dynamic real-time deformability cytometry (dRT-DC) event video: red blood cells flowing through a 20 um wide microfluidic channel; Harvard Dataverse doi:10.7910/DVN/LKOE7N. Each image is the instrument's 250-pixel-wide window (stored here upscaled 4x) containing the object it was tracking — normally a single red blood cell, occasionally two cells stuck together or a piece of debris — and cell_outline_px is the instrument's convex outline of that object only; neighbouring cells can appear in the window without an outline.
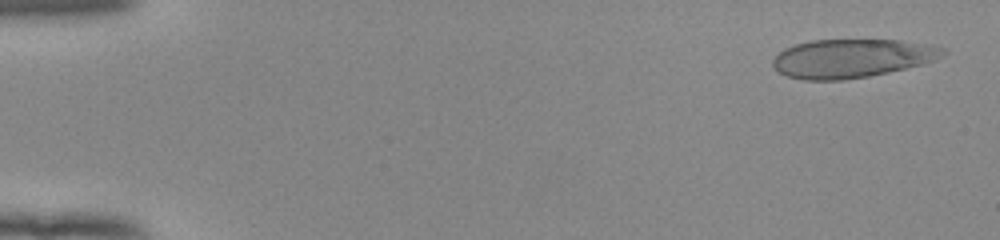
{"species": "human", "species_latin": "Homo sapiens", "temperature_condition": "room temperature", "stored_images_in_passage": 52, "camera_frame_rate_fps": 3000, "um_per_image_px": 0.085, "donor": {"sex": "female"}, "frame": {"image": 1, "passage_image": 2, "time_ms": 0.333, "image_size_px": [1000, 240], "cell_outline_px": [[948, 52], [932, 60], [920, 64], [888, 72], [868, 76], [844, 80], [804, 80], [788, 76], [780, 72], [772, 64], [772, 60], [784, 48], [796, 44], [812, 40], [900, 40], [928, 44], [944, 48]], "centroid_in_image_um": [72.38, 4.95], "position_along_channel_um": 12.6, "area_um2": 37.92}}
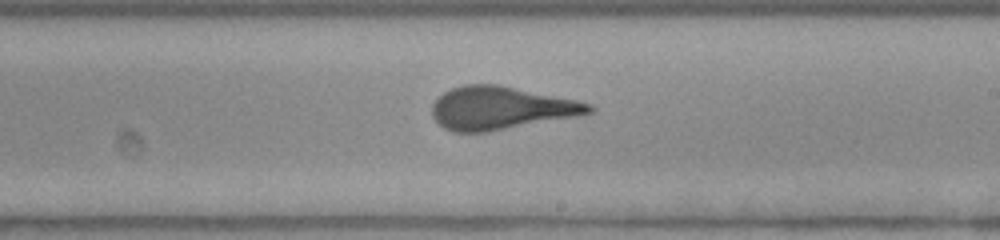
{"frame": {"image": 2, "passage_image": 31, "time_ms": 10.0, "image_size_px": [1000, 240], "cell_outline_px": [[596, 112], [580, 116], [488, 132], [452, 132], [444, 128], [432, 116], [432, 104], [444, 92], [452, 88], [464, 84], [496, 84], [576, 100], [592, 104], [596, 108]], "centroid_in_image_um": [42.61, 9.2], "position_along_channel_um": 246.4, "area_um2": 39.42}}
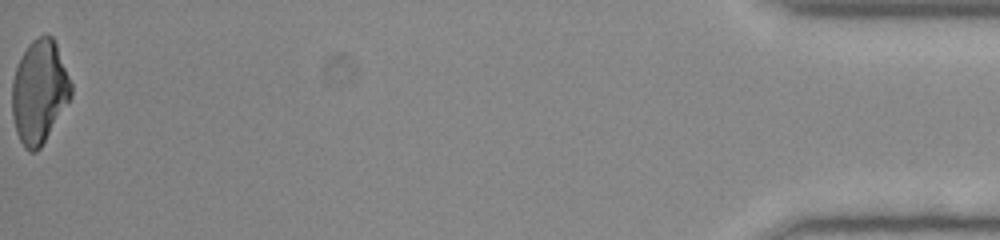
{"frame": {"image": 3, "passage_image": 52, "time_ms": 17.0, "image_size_px": [1000, 240], "cell_outline_px": [[72, 96], [40, 148], [36, 152], [28, 152], [24, 148], [16, 132], [12, 116], [12, 80], [16, 64], [28, 44], [32, 40], [44, 32], [48, 32], [52, 36], [56, 44], [72, 84]], "centroid_in_image_um": [3.33, 7.77], "position_along_channel_um": 431.9, "area_um2": 35.78}, "authors_computed_cell_mechanics": {"area_um2": 39.0439, "velocity_mm_per_s": 3.9524, "shape_relaxation_time_tau1_ms": 8.709, "shape_relaxation_time_tau2_ms": null, "deformation_change_tau1": 0.2569, "deformation_change_tau2": null}}